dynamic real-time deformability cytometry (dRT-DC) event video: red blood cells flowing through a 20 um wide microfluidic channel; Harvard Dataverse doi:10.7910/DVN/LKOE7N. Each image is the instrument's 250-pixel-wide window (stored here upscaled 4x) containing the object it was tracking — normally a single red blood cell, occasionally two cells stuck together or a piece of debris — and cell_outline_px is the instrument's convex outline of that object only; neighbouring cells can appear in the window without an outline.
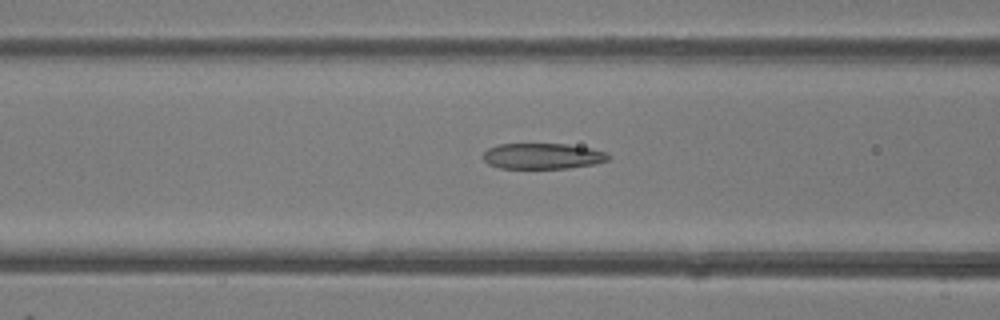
{"species": "common noctule bat (a hibernating species)", "species_latin": "Nyctalus noctula", "temperature_condition": "room temperature", "stored_images_in_passage": 37, "camera_frame_rate_fps": 3000, "um_per_image_px": 0.085, "animal": {"sex": "female"}, "frame": {"image": 1, "passage_image": 13, "time_ms": 4.0, "image_size_px": [1000, 320], "cell_outline_px": [[612, 156], [608, 160], [596, 164], [568, 168], [500, 168], [488, 164], [484, 160], [484, 152], [488, 148], [500, 144], [568, 144], [592, 148], [608, 152]], "centroid_in_image_um": [46.18, 13.26], "position_along_channel_um": 120.4, "area_um2": 18.96}}
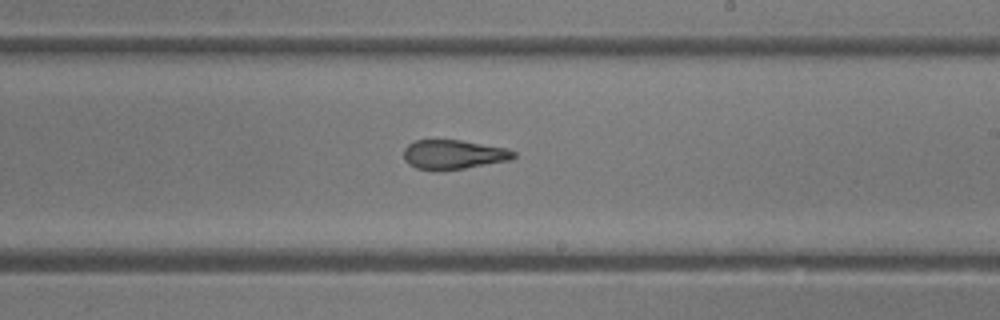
{"frame": {"image": 2, "passage_image": 22, "time_ms": 7.0, "image_size_px": [1000, 320], "cell_outline_px": [[516, 156], [512, 160], [464, 168], [416, 168], [408, 164], [404, 160], [404, 148], [408, 144], [416, 140], [460, 140], [508, 148], [516, 152]], "centroid_in_image_um": [38.59, 13.1], "position_along_channel_um": 250.4, "area_um2": 18.44}}
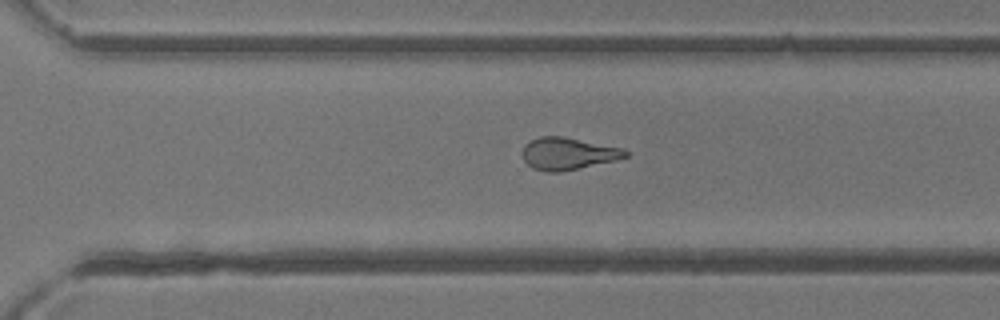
{"frame": {"image": 3, "passage_image": 27, "time_ms": 8.667, "image_size_px": [1000, 320], "cell_outline_px": [[628, 156], [616, 160], [560, 172], [544, 172], [532, 168], [524, 160], [524, 144], [540, 136], [560, 136], [624, 148], [628, 152]], "centroid_in_image_um": [48.29, 13.06], "position_along_channel_um": 322.3, "area_um2": 19.13}}